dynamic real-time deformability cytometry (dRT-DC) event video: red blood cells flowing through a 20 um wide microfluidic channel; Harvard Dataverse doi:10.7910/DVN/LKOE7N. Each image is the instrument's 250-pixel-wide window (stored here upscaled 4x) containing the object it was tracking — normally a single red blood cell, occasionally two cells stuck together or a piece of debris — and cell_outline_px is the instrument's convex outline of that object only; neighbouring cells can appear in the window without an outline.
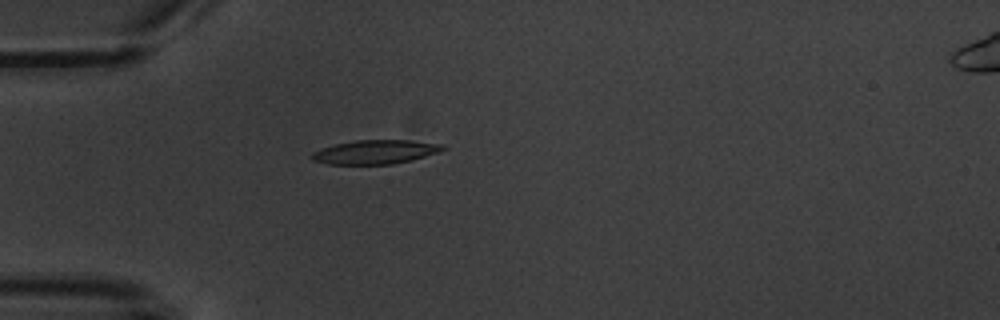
{"species": "common noctule bat (a hibernating species)", "species_latin": "Nyctalus noctula", "temperature_condition": "warm", "stored_images_in_passage": 5, "camera_frame_rate_fps": 3000, "um_per_image_px": 0.085, "animal": {"sex": "male", "body_mass_g": 20.1, "forearm_length_mm": 53.5}, "frame": {"image": 1, "passage_image": 5, "time_ms": 4.667, "image_size_px": [1000, 320], "cell_outline_px": [[448, 148], [440, 152], [412, 160], [392, 164], [328, 164], [312, 160], [312, 152], [336, 144], [356, 140], [412, 140], [444, 144]], "centroid_in_image_um": [31.99, 12.91], "position_along_channel_um": 53.0, "area_um2": 18.32}}